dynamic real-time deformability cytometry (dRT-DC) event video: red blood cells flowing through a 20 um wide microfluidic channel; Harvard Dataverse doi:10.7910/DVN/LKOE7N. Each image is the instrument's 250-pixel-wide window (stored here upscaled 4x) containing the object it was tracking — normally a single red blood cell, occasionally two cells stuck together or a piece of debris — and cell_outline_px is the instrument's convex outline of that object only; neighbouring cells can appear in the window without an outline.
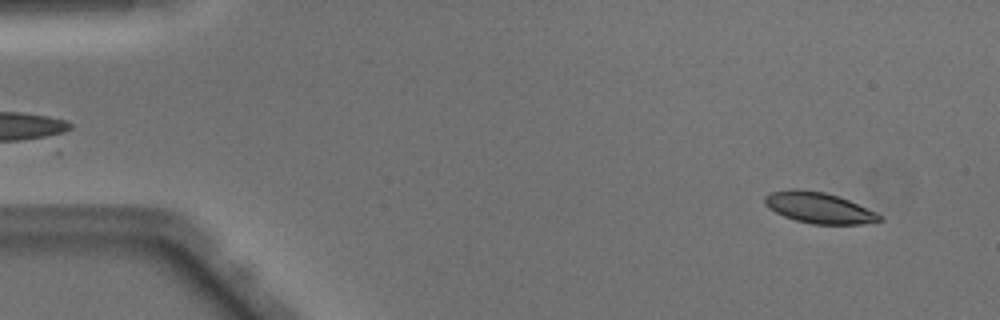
{"species": "Egyptian fruit bat (a non-hibernating species)", "species_latin": "Rousettus aegyptiacus", "temperature_condition": "warm", "stored_images_in_passage": 48, "camera_frame_rate_fps": 3000, "um_per_image_px": 0.085, "animal": {"sex": "male"}, "frame": {"image": 1, "passage_image": 3, "time_ms": 0.667, "image_size_px": [1000, 320], "cell_outline_px": [[884, 220], [860, 224], [812, 224], [796, 220], [784, 216], [768, 208], [764, 204], [764, 196], [772, 192], [788, 188], [796, 188], [824, 192], [848, 200], [876, 212]], "centroid_in_image_um": [69.56, 17.65], "position_along_channel_um": 15.4, "area_um2": 20.58}}
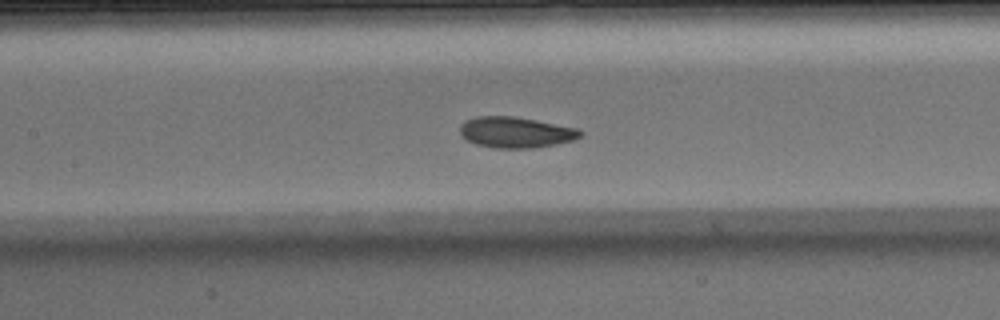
{"frame": {"image": 2, "passage_image": 22, "time_ms": 7.0, "image_size_px": [1000, 320], "cell_outline_px": [[584, 132], [580, 136], [572, 140], [556, 144], [532, 148], [492, 148], [476, 144], [460, 136], [460, 124], [464, 120], [476, 116], [512, 116], [536, 120], [580, 128]], "centroid_in_image_um": [43.82, 11.24], "position_along_channel_um": 163.6, "area_um2": 21.85}}
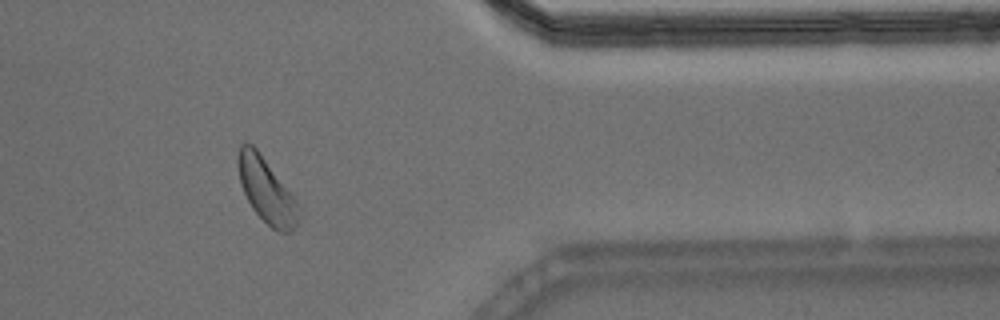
{"frame": {"image": 3, "passage_image": 40, "time_ms": 13.0, "image_size_px": [1000, 320], "cell_outline_px": [[300, 212], [296, 224], [288, 232], [280, 232], [272, 228], [252, 208], [240, 184], [236, 160], [240, 144], [244, 140], [252, 144], [256, 148], [296, 200], [300, 208]], "centroid_in_image_um": [22.6, 16.14], "position_along_channel_um": 388.8, "area_um2": 22.54}, "authors_computed_cell_mechanics": {"area_um2": 21.6461, "velocity_mm_per_s": 4.06, "shape_relaxation_time_tau1_ms": 2.2897, "shape_relaxation_time_tau2_ms": null, "deformation_change_tau1": 0.0907, "deformation_change_tau2": null}}